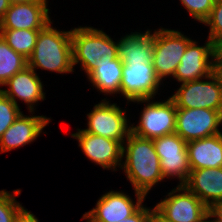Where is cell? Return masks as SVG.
I'll use <instances>...</instances> for the list:
<instances>
[{
	"mask_svg": "<svg viewBox=\"0 0 222 222\" xmlns=\"http://www.w3.org/2000/svg\"><path fill=\"white\" fill-rule=\"evenodd\" d=\"M15 222H39L38 219L24 207L19 211L16 216Z\"/></svg>",
	"mask_w": 222,
	"mask_h": 222,
	"instance_id": "obj_29",
	"label": "cell"
},
{
	"mask_svg": "<svg viewBox=\"0 0 222 222\" xmlns=\"http://www.w3.org/2000/svg\"><path fill=\"white\" fill-rule=\"evenodd\" d=\"M122 69L123 63L116 58L110 62L96 63V68L87 76L93 86L105 95L120 94Z\"/></svg>",
	"mask_w": 222,
	"mask_h": 222,
	"instance_id": "obj_21",
	"label": "cell"
},
{
	"mask_svg": "<svg viewBox=\"0 0 222 222\" xmlns=\"http://www.w3.org/2000/svg\"><path fill=\"white\" fill-rule=\"evenodd\" d=\"M160 83L153 64H145L144 61L123 64L120 93L128 101L152 99Z\"/></svg>",
	"mask_w": 222,
	"mask_h": 222,
	"instance_id": "obj_12",
	"label": "cell"
},
{
	"mask_svg": "<svg viewBox=\"0 0 222 222\" xmlns=\"http://www.w3.org/2000/svg\"><path fill=\"white\" fill-rule=\"evenodd\" d=\"M28 66V59L15 52L0 35V85Z\"/></svg>",
	"mask_w": 222,
	"mask_h": 222,
	"instance_id": "obj_23",
	"label": "cell"
},
{
	"mask_svg": "<svg viewBox=\"0 0 222 222\" xmlns=\"http://www.w3.org/2000/svg\"><path fill=\"white\" fill-rule=\"evenodd\" d=\"M150 209L142 205L133 215L119 222H148Z\"/></svg>",
	"mask_w": 222,
	"mask_h": 222,
	"instance_id": "obj_28",
	"label": "cell"
},
{
	"mask_svg": "<svg viewBox=\"0 0 222 222\" xmlns=\"http://www.w3.org/2000/svg\"><path fill=\"white\" fill-rule=\"evenodd\" d=\"M28 66L34 71L41 68L60 74L74 72L71 30L58 31L49 22L39 32Z\"/></svg>",
	"mask_w": 222,
	"mask_h": 222,
	"instance_id": "obj_2",
	"label": "cell"
},
{
	"mask_svg": "<svg viewBox=\"0 0 222 222\" xmlns=\"http://www.w3.org/2000/svg\"><path fill=\"white\" fill-rule=\"evenodd\" d=\"M71 136L78 140V146L86 157L103 169L115 170L118 165H122V144L119 141L90 134L83 129H78V132Z\"/></svg>",
	"mask_w": 222,
	"mask_h": 222,
	"instance_id": "obj_15",
	"label": "cell"
},
{
	"mask_svg": "<svg viewBox=\"0 0 222 222\" xmlns=\"http://www.w3.org/2000/svg\"><path fill=\"white\" fill-rule=\"evenodd\" d=\"M126 141L122 145V158L125 157V162L121 168L124 169L135 192L147 196L151 188L164 179L153 140L130 132Z\"/></svg>",
	"mask_w": 222,
	"mask_h": 222,
	"instance_id": "obj_1",
	"label": "cell"
},
{
	"mask_svg": "<svg viewBox=\"0 0 222 222\" xmlns=\"http://www.w3.org/2000/svg\"><path fill=\"white\" fill-rule=\"evenodd\" d=\"M181 84L171 98L176 108H205L222 114V80L216 70L205 78Z\"/></svg>",
	"mask_w": 222,
	"mask_h": 222,
	"instance_id": "obj_4",
	"label": "cell"
},
{
	"mask_svg": "<svg viewBox=\"0 0 222 222\" xmlns=\"http://www.w3.org/2000/svg\"><path fill=\"white\" fill-rule=\"evenodd\" d=\"M151 99H141L132 102L146 103L141 112L137 126L131 124V133L154 140L164 135L175 133L176 105L171 97L164 102H151Z\"/></svg>",
	"mask_w": 222,
	"mask_h": 222,
	"instance_id": "obj_5",
	"label": "cell"
},
{
	"mask_svg": "<svg viewBox=\"0 0 222 222\" xmlns=\"http://www.w3.org/2000/svg\"><path fill=\"white\" fill-rule=\"evenodd\" d=\"M50 122L46 116H26L23 113L8 127L0 138V153L33 142Z\"/></svg>",
	"mask_w": 222,
	"mask_h": 222,
	"instance_id": "obj_17",
	"label": "cell"
},
{
	"mask_svg": "<svg viewBox=\"0 0 222 222\" xmlns=\"http://www.w3.org/2000/svg\"><path fill=\"white\" fill-rule=\"evenodd\" d=\"M5 85L9 89H0V91L16 105H18L17 98L24 101L27 106L29 105L28 108L31 113L34 111L35 103L45 99L42 82L36 72L29 66L15 73L3 84V86Z\"/></svg>",
	"mask_w": 222,
	"mask_h": 222,
	"instance_id": "obj_16",
	"label": "cell"
},
{
	"mask_svg": "<svg viewBox=\"0 0 222 222\" xmlns=\"http://www.w3.org/2000/svg\"><path fill=\"white\" fill-rule=\"evenodd\" d=\"M125 112L126 110H121L116 103L110 104L104 98L87 114L88 127L83 130L90 134L119 141L123 145L131 132Z\"/></svg>",
	"mask_w": 222,
	"mask_h": 222,
	"instance_id": "obj_8",
	"label": "cell"
},
{
	"mask_svg": "<svg viewBox=\"0 0 222 222\" xmlns=\"http://www.w3.org/2000/svg\"><path fill=\"white\" fill-rule=\"evenodd\" d=\"M160 159L163 178L177 177L179 185H184L190 175L187 142L176 133L164 135L153 140Z\"/></svg>",
	"mask_w": 222,
	"mask_h": 222,
	"instance_id": "obj_11",
	"label": "cell"
},
{
	"mask_svg": "<svg viewBox=\"0 0 222 222\" xmlns=\"http://www.w3.org/2000/svg\"><path fill=\"white\" fill-rule=\"evenodd\" d=\"M8 1L10 2V4H13V3L31 2L34 0H8Z\"/></svg>",
	"mask_w": 222,
	"mask_h": 222,
	"instance_id": "obj_34",
	"label": "cell"
},
{
	"mask_svg": "<svg viewBox=\"0 0 222 222\" xmlns=\"http://www.w3.org/2000/svg\"><path fill=\"white\" fill-rule=\"evenodd\" d=\"M216 72L219 74L222 80V49H219L216 55Z\"/></svg>",
	"mask_w": 222,
	"mask_h": 222,
	"instance_id": "obj_32",
	"label": "cell"
},
{
	"mask_svg": "<svg viewBox=\"0 0 222 222\" xmlns=\"http://www.w3.org/2000/svg\"><path fill=\"white\" fill-rule=\"evenodd\" d=\"M47 0L13 3L0 19V29L41 30L49 22Z\"/></svg>",
	"mask_w": 222,
	"mask_h": 222,
	"instance_id": "obj_14",
	"label": "cell"
},
{
	"mask_svg": "<svg viewBox=\"0 0 222 222\" xmlns=\"http://www.w3.org/2000/svg\"><path fill=\"white\" fill-rule=\"evenodd\" d=\"M148 222H172L160 213L155 207L149 211Z\"/></svg>",
	"mask_w": 222,
	"mask_h": 222,
	"instance_id": "obj_31",
	"label": "cell"
},
{
	"mask_svg": "<svg viewBox=\"0 0 222 222\" xmlns=\"http://www.w3.org/2000/svg\"><path fill=\"white\" fill-rule=\"evenodd\" d=\"M137 202L123 192L109 191L97 201L96 207L83 215L87 222H119L133 215L145 200V195L135 192Z\"/></svg>",
	"mask_w": 222,
	"mask_h": 222,
	"instance_id": "obj_13",
	"label": "cell"
},
{
	"mask_svg": "<svg viewBox=\"0 0 222 222\" xmlns=\"http://www.w3.org/2000/svg\"><path fill=\"white\" fill-rule=\"evenodd\" d=\"M222 124L219 111L205 108H176L175 133L187 143L217 135Z\"/></svg>",
	"mask_w": 222,
	"mask_h": 222,
	"instance_id": "obj_9",
	"label": "cell"
},
{
	"mask_svg": "<svg viewBox=\"0 0 222 222\" xmlns=\"http://www.w3.org/2000/svg\"><path fill=\"white\" fill-rule=\"evenodd\" d=\"M216 0H180L193 19L200 23L209 17Z\"/></svg>",
	"mask_w": 222,
	"mask_h": 222,
	"instance_id": "obj_27",
	"label": "cell"
},
{
	"mask_svg": "<svg viewBox=\"0 0 222 222\" xmlns=\"http://www.w3.org/2000/svg\"><path fill=\"white\" fill-rule=\"evenodd\" d=\"M10 2L8 0H0V19L4 16L9 9Z\"/></svg>",
	"mask_w": 222,
	"mask_h": 222,
	"instance_id": "obj_33",
	"label": "cell"
},
{
	"mask_svg": "<svg viewBox=\"0 0 222 222\" xmlns=\"http://www.w3.org/2000/svg\"><path fill=\"white\" fill-rule=\"evenodd\" d=\"M154 33L147 30L145 33L131 32L118 42V58L123 64L145 62L153 64Z\"/></svg>",
	"mask_w": 222,
	"mask_h": 222,
	"instance_id": "obj_20",
	"label": "cell"
},
{
	"mask_svg": "<svg viewBox=\"0 0 222 222\" xmlns=\"http://www.w3.org/2000/svg\"><path fill=\"white\" fill-rule=\"evenodd\" d=\"M203 24L210 26L208 38L222 49V0H216L209 17Z\"/></svg>",
	"mask_w": 222,
	"mask_h": 222,
	"instance_id": "obj_25",
	"label": "cell"
},
{
	"mask_svg": "<svg viewBox=\"0 0 222 222\" xmlns=\"http://www.w3.org/2000/svg\"><path fill=\"white\" fill-rule=\"evenodd\" d=\"M204 44L197 46V42L193 40L188 44L173 76L178 82L183 84L202 80L216 70V55L219 48L209 38Z\"/></svg>",
	"mask_w": 222,
	"mask_h": 222,
	"instance_id": "obj_10",
	"label": "cell"
},
{
	"mask_svg": "<svg viewBox=\"0 0 222 222\" xmlns=\"http://www.w3.org/2000/svg\"><path fill=\"white\" fill-rule=\"evenodd\" d=\"M167 196L155 208L170 221L207 222L210 219L209 208L185 185H178Z\"/></svg>",
	"mask_w": 222,
	"mask_h": 222,
	"instance_id": "obj_7",
	"label": "cell"
},
{
	"mask_svg": "<svg viewBox=\"0 0 222 222\" xmlns=\"http://www.w3.org/2000/svg\"><path fill=\"white\" fill-rule=\"evenodd\" d=\"M212 217L215 219L211 222H222V201L216 203L209 209V218Z\"/></svg>",
	"mask_w": 222,
	"mask_h": 222,
	"instance_id": "obj_30",
	"label": "cell"
},
{
	"mask_svg": "<svg viewBox=\"0 0 222 222\" xmlns=\"http://www.w3.org/2000/svg\"><path fill=\"white\" fill-rule=\"evenodd\" d=\"M190 170L222 167V133L187 143Z\"/></svg>",
	"mask_w": 222,
	"mask_h": 222,
	"instance_id": "obj_19",
	"label": "cell"
},
{
	"mask_svg": "<svg viewBox=\"0 0 222 222\" xmlns=\"http://www.w3.org/2000/svg\"><path fill=\"white\" fill-rule=\"evenodd\" d=\"M21 113L19 106L0 91V138Z\"/></svg>",
	"mask_w": 222,
	"mask_h": 222,
	"instance_id": "obj_26",
	"label": "cell"
},
{
	"mask_svg": "<svg viewBox=\"0 0 222 222\" xmlns=\"http://www.w3.org/2000/svg\"><path fill=\"white\" fill-rule=\"evenodd\" d=\"M73 66L80 63L88 75L96 63L110 62L118 58V42L105 32L92 27H78L71 30Z\"/></svg>",
	"mask_w": 222,
	"mask_h": 222,
	"instance_id": "obj_3",
	"label": "cell"
},
{
	"mask_svg": "<svg viewBox=\"0 0 222 222\" xmlns=\"http://www.w3.org/2000/svg\"><path fill=\"white\" fill-rule=\"evenodd\" d=\"M21 193V190H14L12 194L6 190L0 191V222H15L16 216L23 208L15 197Z\"/></svg>",
	"mask_w": 222,
	"mask_h": 222,
	"instance_id": "obj_24",
	"label": "cell"
},
{
	"mask_svg": "<svg viewBox=\"0 0 222 222\" xmlns=\"http://www.w3.org/2000/svg\"><path fill=\"white\" fill-rule=\"evenodd\" d=\"M40 30L0 29V35L17 53L28 59L35 48Z\"/></svg>",
	"mask_w": 222,
	"mask_h": 222,
	"instance_id": "obj_22",
	"label": "cell"
},
{
	"mask_svg": "<svg viewBox=\"0 0 222 222\" xmlns=\"http://www.w3.org/2000/svg\"><path fill=\"white\" fill-rule=\"evenodd\" d=\"M192 40L179 31L160 28L154 32L153 67L162 81L166 76H174L177 66Z\"/></svg>",
	"mask_w": 222,
	"mask_h": 222,
	"instance_id": "obj_6",
	"label": "cell"
},
{
	"mask_svg": "<svg viewBox=\"0 0 222 222\" xmlns=\"http://www.w3.org/2000/svg\"><path fill=\"white\" fill-rule=\"evenodd\" d=\"M184 185L210 209L222 201V167L191 170Z\"/></svg>",
	"mask_w": 222,
	"mask_h": 222,
	"instance_id": "obj_18",
	"label": "cell"
}]
</instances>
